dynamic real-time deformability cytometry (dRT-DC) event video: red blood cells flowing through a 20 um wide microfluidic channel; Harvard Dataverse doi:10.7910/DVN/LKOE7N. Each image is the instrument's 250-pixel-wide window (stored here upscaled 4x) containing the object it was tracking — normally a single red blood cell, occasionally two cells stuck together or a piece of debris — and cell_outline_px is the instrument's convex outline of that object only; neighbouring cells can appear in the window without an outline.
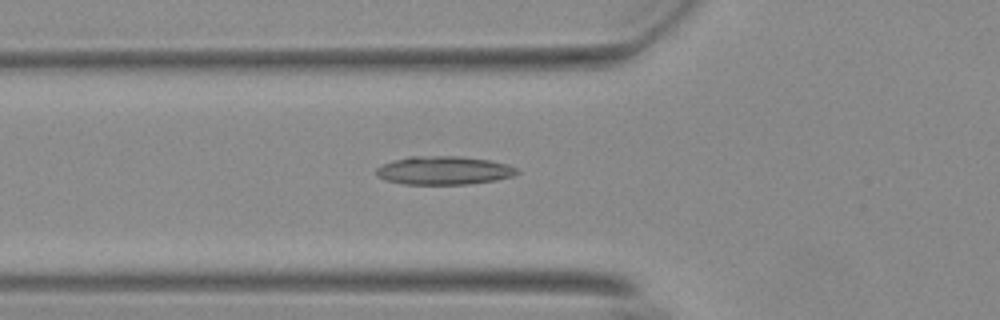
{"species": "Egyptian fruit bat (a non-hibernating species)", "species_latin": "Rousettus aegyptiacus", "temperature_condition": "warm", "stored_images_in_passage": 37, "camera_frame_rate_fps": 3000, "um_per_image_px": 0.085, "animal": {"sex": "female"}, "frame": {"image": 1, "passage_image": 2, "time_ms": 0.333, "image_size_px": [1000, 320], "cell_outline_px": [[520, 172], [512, 176], [496, 180], [468, 184], [404, 184], [384, 180], [376, 176], [376, 168], [384, 164], [408, 156], [460, 156], [492, 160], [508, 164], [516, 168]], "centroid_in_image_um": [37.74, 14.48], "position_along_channel_um": 88.1, "area_um2": 23.41}}
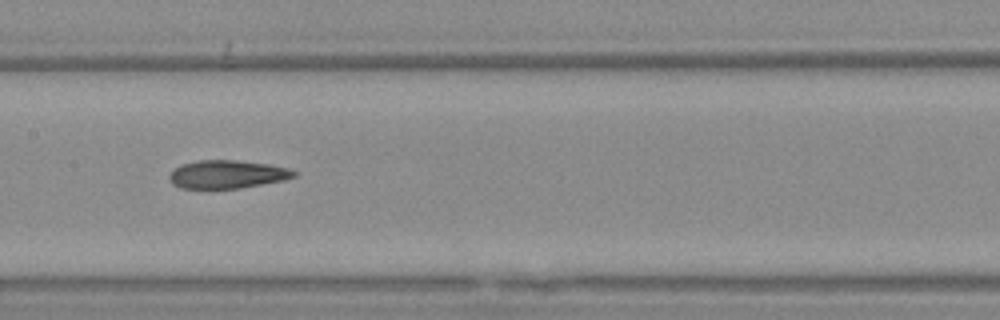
{"frame": {"image": 2, "passage_image": 10, "time_ms": 3.0, "image_size_px": [1000, 320], "cell_outline_px": [[296, 176], [284, 180], [240, 188], [180, 188], [172, 184], [168, 176], [176, 168], [184, 164], [200, 160], [236, 160], [268, 164], [288, 168], [296, 172]], "centroid_in_image_um": [19.32, 14.82], "position_along_channel_um": 188.1, "area_um2": 20.23}}
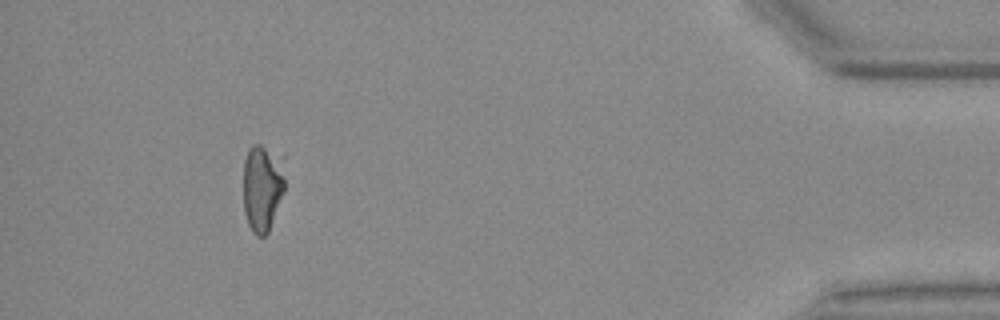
{"frame": {"image": 3, "passage_image": 33, "time_ms": 10.667, "image_size_px": [1000, 320], "cell_outline_px": [[284, 192], [268, 232], [264, 236], [256, 236], [252, 232], [248, 224], [244, 212], [244, 160], [248, 148], [252, 144], [260, 144], [284, 156]], "centroid_in_image_um": [22.31, 15.9], "position_along_channel_um": 412.9, "area_um2": 21.56}}